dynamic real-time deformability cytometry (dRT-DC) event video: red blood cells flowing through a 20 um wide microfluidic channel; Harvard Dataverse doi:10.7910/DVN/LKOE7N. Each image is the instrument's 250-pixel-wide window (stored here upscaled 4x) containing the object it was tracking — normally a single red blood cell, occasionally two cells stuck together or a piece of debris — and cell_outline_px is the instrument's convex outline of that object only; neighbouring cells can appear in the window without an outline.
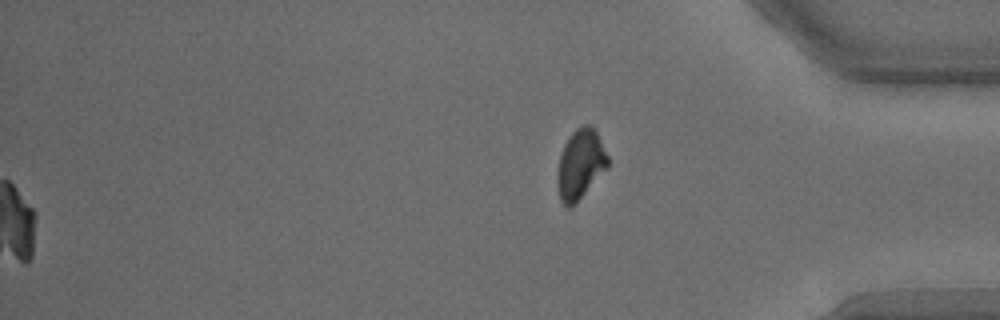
{"species": "common noctule bat (a hibernating species)", "species_latin": "Nyctalus noctula", "temperature_condition": "warm", "stored_images_in_passage": 39, "segment_of_instrument_passage": [2, 2], "camera_frame_rate_fps": 3000, "um_per_image_px": 0.085, "animal": {"sex": "male", "body_mass_g": 15.6}, "frame": {"image": 1, "passage_image": 39, "time_ms": 12.667, "image_size_px": [1000, 320], "cell_outline_px": [[608, 168], [576, 204], [568, 208], [560, 200], [556, 184], [556, 172], [560, 156], [564, 144], [572, 132], [576, 128], [584, 124], [588, 124], [596, 132], [608, 156]], "centroid_in_image_um": [49.31, 14.0], "position_along_channel_um": 385.9, "area_um2": 20.69}}